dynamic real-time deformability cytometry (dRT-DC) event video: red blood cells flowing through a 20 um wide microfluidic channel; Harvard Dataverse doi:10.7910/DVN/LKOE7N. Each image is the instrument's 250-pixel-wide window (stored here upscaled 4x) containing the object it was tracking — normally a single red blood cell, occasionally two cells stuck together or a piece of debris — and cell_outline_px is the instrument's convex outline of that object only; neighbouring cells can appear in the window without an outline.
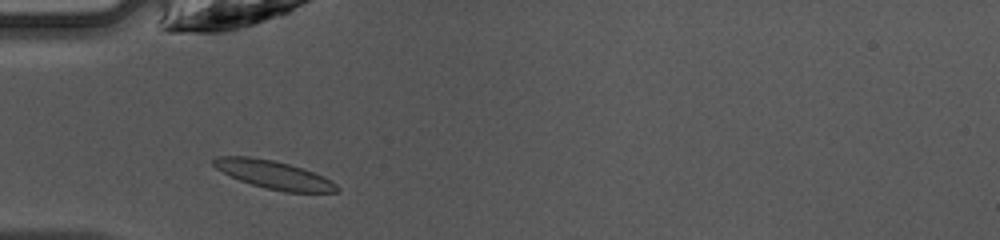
{"species": "common noctule bat (a hibernating species)", "species_latin": "Nyctalus noctula", "temperature_condition": "warm", "stored_images_in_passage": 30, "camera_frame_rate_fps": 3000, "um_per_image_px": 0.085, "animal": {"sex": "female", "body_mass_g": 10.0, "forearm_length_mm": 53.1}, "frame": {"image": 1, "passage_image": 1, "time_ms": 0.0, "image_size_px": [1000, 240], "cell_outline_px": [[340, 192], [284, 192], [264, 188], [240, 180], [216, 168], [212, 164], [212, 160], [216, 156], [248, 156], [272, 160], [288, 164], [324, 176], [336, 184], [340, 188]], "centroid_in_image_um": [23.28, 14.86], "position_along_channel_um": 61.7, "area_um2": 20.06}}
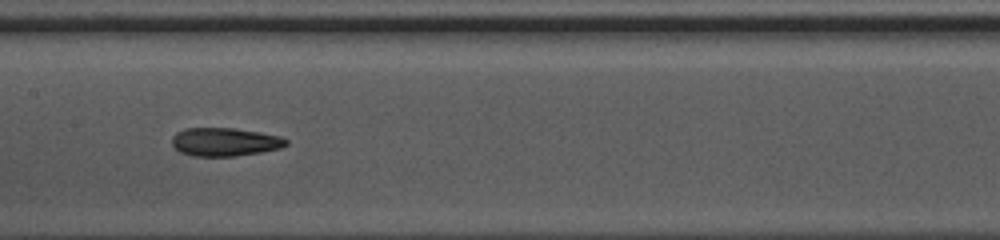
{"frame": {"image": 2, "passage_image": 10, "time_ms": 3.0, "image_size_px": [1000, 240], "cell_outline_px": [[288, 144], [280, 148], [260, 152], [236, 156], [192, 156], [180, 152], [172, 144], [172, 136], [176, 132], [188, 128], [232, 128], [260, 132], [280, 136], [288, 140]], "centroid_in_image_um": [19.11, 12.06], "position_along_channel_um": 188.3, "area_um2": 18.84}}
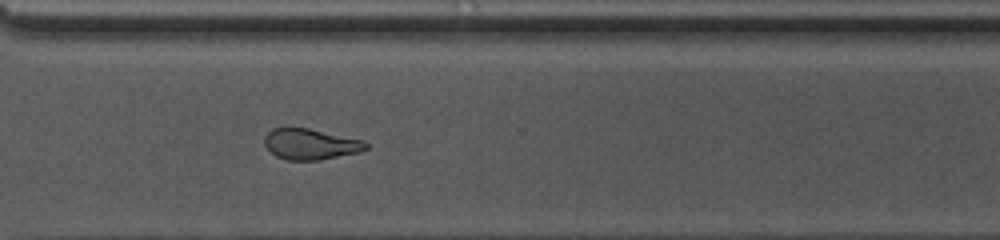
{"frame": {"image": 3, "passage_image": 21, "time_ms": 6.667, "image_size_px": [1000, 240], "cell_outline_px": [[368, 148], [360, 152], [320, 160], [288, 160], [276, 156], [264, 144], [264, 136], [272, 128], [288, 124], [308, 128], [364, 140], [368, 144]], "centroid_in_image_um": [26.36, 12.21], "position_along_channel_um": 344.2, "area_um2": 18.73}}